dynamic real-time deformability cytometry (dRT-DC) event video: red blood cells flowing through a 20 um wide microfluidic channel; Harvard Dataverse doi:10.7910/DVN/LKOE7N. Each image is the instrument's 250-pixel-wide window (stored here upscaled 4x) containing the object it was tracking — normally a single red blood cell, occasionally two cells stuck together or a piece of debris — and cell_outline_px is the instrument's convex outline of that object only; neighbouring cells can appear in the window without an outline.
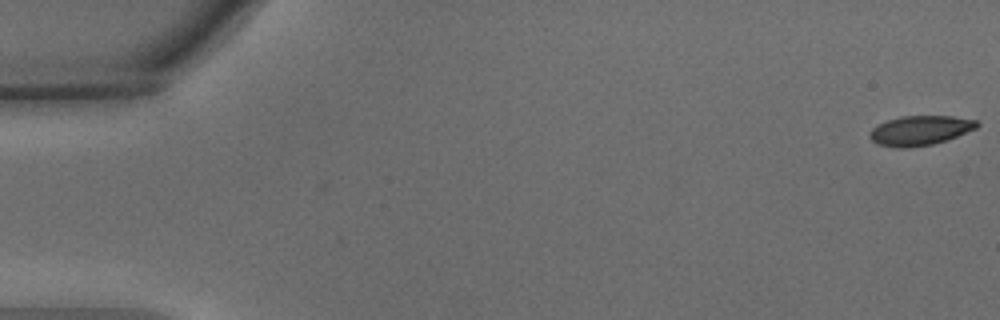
{"species": "common noctule bat (a hibernating species)", "species_latin": "Nyctalus noctula", "temperature_condition": "warm", "stored_images_in_passage": 12, "camera_frame_rate_fps": 3000, "um_per_image_px": 0.085, "animal": {"sex": "male", "body_mass_g": 15.6}, "frame": {"image": 1, "passage_image": 1, "time_ms": 0.0, "image_size_px": [1000, 320], "cell_outline_px": [[980, 124], [976, 128], [956, 136], [932, 144], [908, 148], [900, 148], [876, 144], [868, 136], [872, 128], [888, 120], [900, 116], [952, 116], [976, 120]], "centroid_in_image_um": [78.18, 11.09], "position_along_channel_um": 6.8, "area_um2": 18.32}}